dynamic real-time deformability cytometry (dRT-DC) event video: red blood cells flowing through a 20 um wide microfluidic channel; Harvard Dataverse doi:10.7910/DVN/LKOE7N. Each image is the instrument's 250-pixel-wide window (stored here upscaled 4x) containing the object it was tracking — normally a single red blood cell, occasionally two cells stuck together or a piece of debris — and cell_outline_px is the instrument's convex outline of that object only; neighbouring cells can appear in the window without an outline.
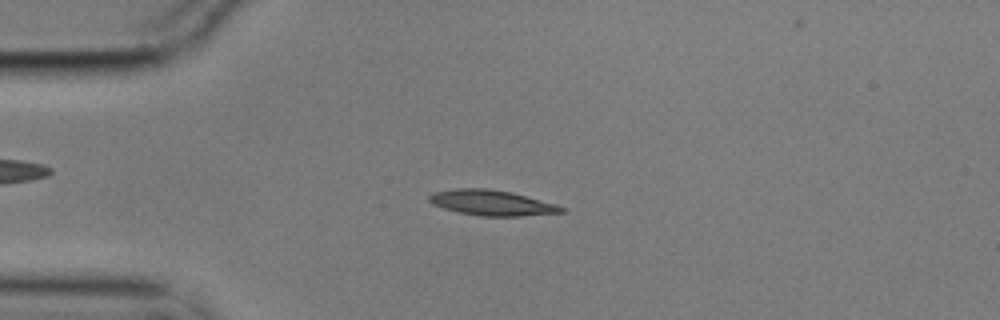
{"species": "common noctule bat (a hibernating species)", "species_latin": "Nyctalus noctula", "temperature_condition": "cold", "stored_images_in_passage": 2, "camera_frame_rate_fps": 3000, "um_per_image_px": 0.085, "animal": {"sex": "male", "body_mass_g": 17.9}, "frame": {"image": 1, "passage_image": 1, "time_ms": 0.0, "image_size_px": [1000, 320], "cell_outline_px": [[568, 212], [520, 216], [480, 216], [460, 212], [444, 208], [432, 204], [428, 200], [428, 196], [432, 192], [456, 188], [488, 188], [512, 192], [556, 204], [568, 208]], "centroid_in_image_um": [41.84, 17.23], "position_along_channel_um": 43.2, "area_um2": 19.77}}